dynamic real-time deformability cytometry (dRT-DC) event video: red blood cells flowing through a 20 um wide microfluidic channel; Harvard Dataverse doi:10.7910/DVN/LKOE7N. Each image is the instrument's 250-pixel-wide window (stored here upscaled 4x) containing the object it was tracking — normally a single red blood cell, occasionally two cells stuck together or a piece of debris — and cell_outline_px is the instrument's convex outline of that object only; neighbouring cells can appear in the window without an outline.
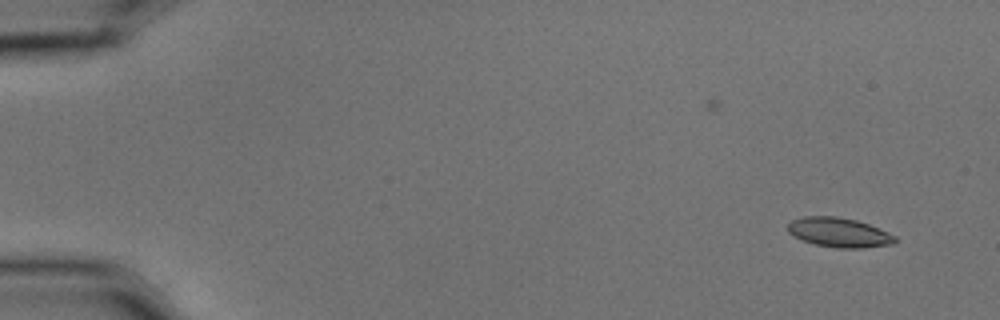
{"species": "common noctule bat (a hibernating species)", "species_latin": "Nyctalus noctula", "temperature_condition": "cold", "stored_images_in_passage": 3, "camera_frame_rate_fps": 3000, "um_per_image_px": 0.085, "animal": {"sex": "male", "body_mass_g": 15.6}, "frame": {"image": 1, "passage_image": 3, "time_ms": 0.667, "image_size_px": [1000, 320], "cell_outline_px": [[896, 240], [892, 244], [864, 248], [836, 248], [816, 244], [792, 236], [788, 232], [788, 224], [792, 220], [804, 216], [836, 216], [856, 220], [868, 224], [888, 232], [896, 236]], "centroid_in_image_um": [71.31, 19.76], "position_along_channel_um": 13.7, "area_um2": 18.38}}